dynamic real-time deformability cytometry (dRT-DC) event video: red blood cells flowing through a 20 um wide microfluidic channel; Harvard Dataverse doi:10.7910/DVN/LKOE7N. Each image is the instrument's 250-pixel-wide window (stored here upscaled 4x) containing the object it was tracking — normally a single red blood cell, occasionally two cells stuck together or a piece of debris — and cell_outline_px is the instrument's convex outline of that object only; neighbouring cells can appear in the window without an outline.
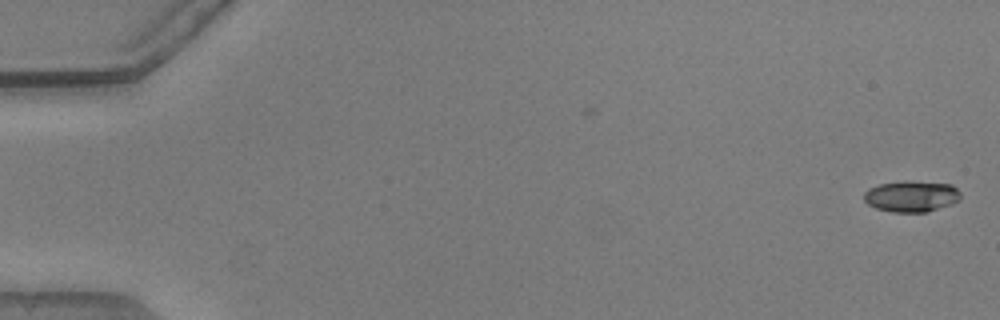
{"species": "common noctule bat (a hibernating species)", "species_latin": "Nyctalus noctula", "temperature_condition": "warm", "stored_images_in_passage": 14, "camera_frame_rate_fps": 3000, "um_per_image_px": 0.085, "animal": {"sex": "male", "body_mass_g": 20.5, "forearm_length_mm": 52.5}, "frame": {"image": 1, "passage_image": 1, "time_ms": 0.0, "image_size_px": [1000, 320], "cell_outline_px": [[960, 200], [952, 204], [928, 212], [892, 212], [876, 208], [868, 204], [864, 200], [864, 192], [868, 188], [880, 184], [952, 184], [960, 192]], "centroid_in_image_um": [77.47, 16.75], "position_along_channel_um": 7.5, "area_um2": 16.7}}